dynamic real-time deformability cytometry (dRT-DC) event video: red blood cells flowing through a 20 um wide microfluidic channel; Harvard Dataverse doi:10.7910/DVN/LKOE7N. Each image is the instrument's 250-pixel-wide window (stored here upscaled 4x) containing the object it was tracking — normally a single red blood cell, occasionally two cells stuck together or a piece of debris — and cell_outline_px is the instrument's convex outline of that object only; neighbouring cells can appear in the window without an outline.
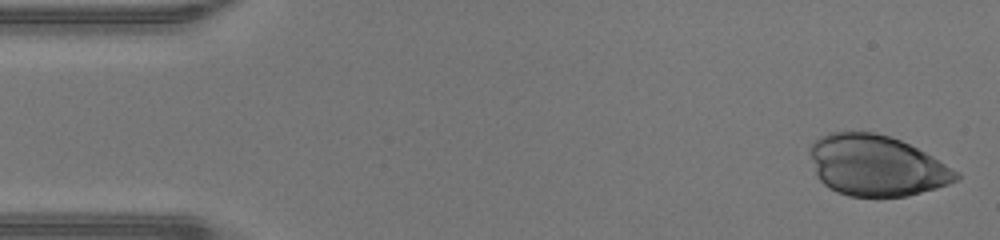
{"species": "human", "species_latin": "Homo sapiens", "temperature_condition": "warm", "stored_images_in_passage": 37, "camera_frame_rate_fps": 3000, "um_per_image_px": 0.085, "donor": {"sex": "male"}, "frame": {"image": 1, "passage_image": 1, "time_ms": 0.0, "image_size_px": [1000, 240], "cell_outline_px": [[960, 180], [936, 188], [908, 196], [848, 196], [836, 192], [828, 188], [816, 176], [808, 148], [820, 136], [828, 132], [876, 132], [900, 140], [932, 156], [960, 172]], "centroid_in_image_um": [74.48, 14.08], "position_along_channel_um": 10.5, "area_um2": 51.85}}
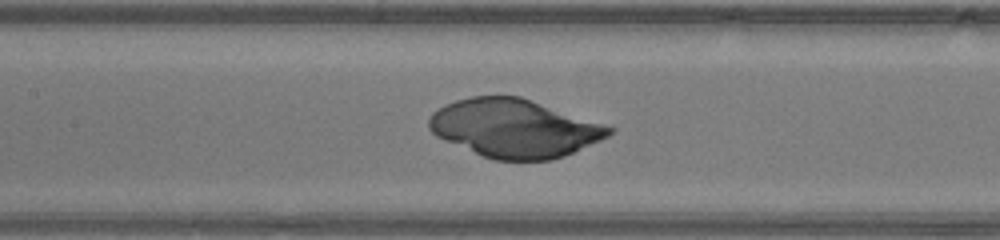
{"frame": {"image": 2, "passage_image": 20, "time_ms": 6.333, "image_size_px": [1000, 240], "cell_outline_px": [[616, 128], [608, 136], [600, 140], [572, 152], [548, 160], [496, 160], [484, 156], [444, 140], [436, 136], [428, 128], [428, 120], [432, 112], [436, 108], [444, 104], [456, 100], [472, 96], [520, 96]], "centroid_in_image_um": [43.68, 10.88], "position_along_channel_um": 163.7, "area_um2": 60.57}}
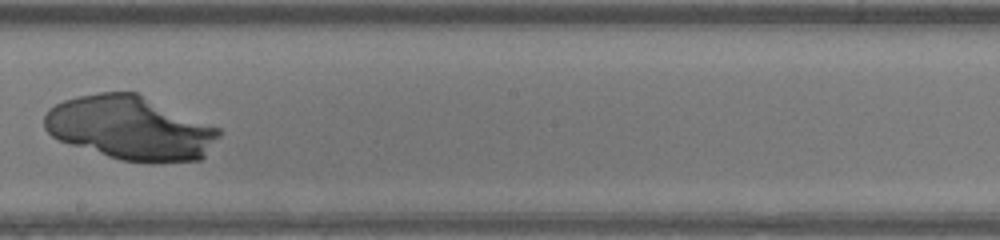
{"frame": {"image": 3, "passage_image": 25, "time_ms": 8.0, "image_size_px": [1000, 240], "cell_outline_px": [[224, 132], [204, 156], [200, 160], [120, 160], [60, 140], [52, 136], [44, 128], [44, 116], [48, 108], [64, 100], [76, 96], [100, 92], [136, 92], [220, 128]], "centroid_in_image_um": [11.07, 10.84], "position_along_channel_um": 237.1, "area_um2": 63.98}}